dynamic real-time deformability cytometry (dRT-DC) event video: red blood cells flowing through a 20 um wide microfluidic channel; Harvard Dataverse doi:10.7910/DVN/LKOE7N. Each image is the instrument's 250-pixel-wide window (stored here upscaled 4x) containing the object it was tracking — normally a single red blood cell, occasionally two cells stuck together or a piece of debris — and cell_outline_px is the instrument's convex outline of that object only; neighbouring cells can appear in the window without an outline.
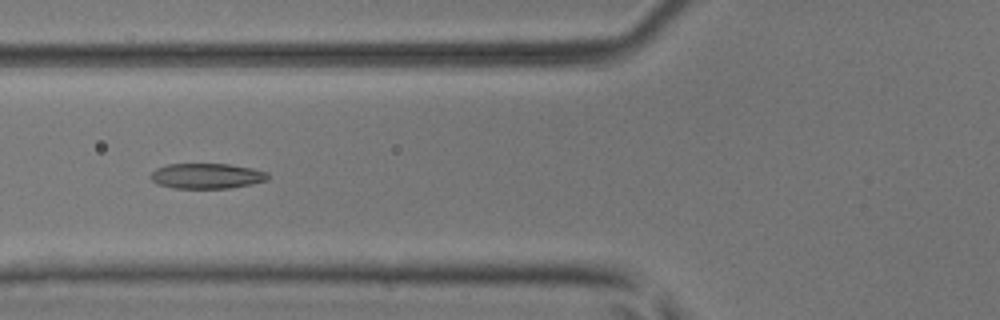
{"species": "common noctule bat (a hibernating species)", "species_latin": "Nyctalus noctula", "temperature_condition": "room temperature", "stored_images_in_passage": 43, "camera_frame_rate_fps": 3000, "um_per_image_px": 0.085, "animal": {"sex": "male", "body_mass_g": 17.9, "forearm_length_mm": 54.2}, "frame": {"image": 1, "passage_image": 12, "time_ms": 3.667, "image_size_px": [1000, 320], "cell_outline_px": [[268, 180], [252, 184], [228, 188], [172, 188], [156, 184], [148, 176], [156, 168], [168, 164], [228, 164], [252, 168], [268, 172]], "centroid_in_image_um": [17.55, 14.96], "position_along_channel_um": 108.3, "area_um2": 17.4}}
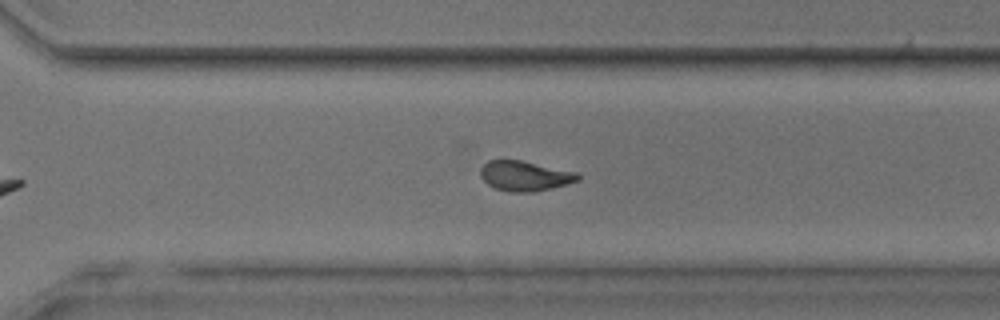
{"frame": {"image": 2, "passage_image": 28, "time_ms": 9.0, "image_size_px": [1000, 320], "cell_outline_px": [[580, 180], [532, 192], [512, 192], [496, 188], [488, 184], [480, 176], [480, 168], [488, 160], [520, 160], [576, 172], [580, 176]], "centroid_in_image_um": [44.57, 14.94], "position_along_channel_um": 326.0, "area_um2": 16.7}}
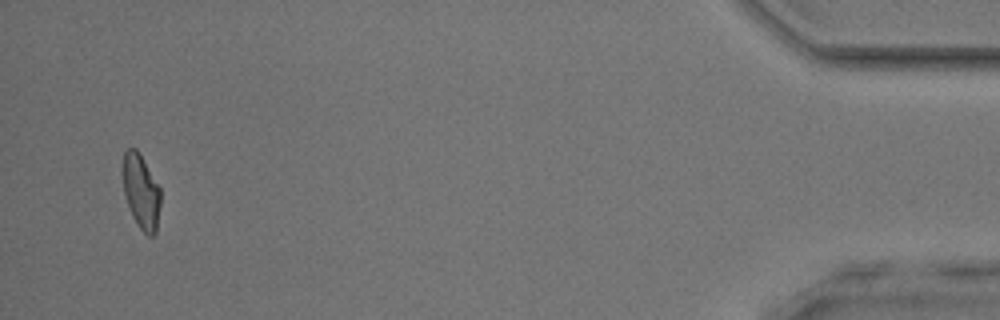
{"frame": {"image": 3, "passage_image": 41, "time_ms": 13.333, "image_size_px": [1000, 320], "cell_outline_px": [[160, 204], [156, 232], [152, 236], [148, 236], [140, 228], [132, 216], [124, 192], [120, 172], [120, 168], [124, 152], [128, 148], [136, 148], [140, 152], [160, 188]], "centroid_in_image_um": [11.96, 16.22], "position_along_channel_um": 423.2, "area_um2": 16.76}, "authors_computed_cell_mechanics": {"area_um2": 17.2244, "velocity_mm_per_s": 4.0848, "shape_relaxation_time_tau1_ms": 4.3689, "shape_relaxation_time_tau2_ms": 1.7363, "deformation_change_tau1": 0.1454, "deformation_change_tau2": 0.0921}}